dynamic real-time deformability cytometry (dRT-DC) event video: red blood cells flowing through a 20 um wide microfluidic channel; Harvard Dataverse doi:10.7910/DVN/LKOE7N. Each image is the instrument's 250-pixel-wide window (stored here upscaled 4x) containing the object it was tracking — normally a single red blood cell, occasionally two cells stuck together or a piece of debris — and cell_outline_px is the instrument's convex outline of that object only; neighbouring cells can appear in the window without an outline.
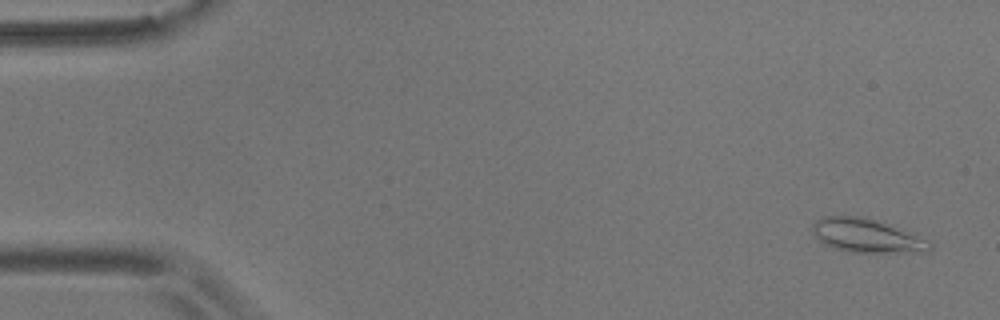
{"species": "common noctule bat (a hibernating species)", "species_latin": "Nyctalus noctula", "temperature_condition": "room temperature", "stored_images_in_passage": 56, "camera_frame_rate_fps": 3000, "um_per_image_px": 0.085, "animal": {"sex": "male", "body_mass_g": 17.9}, "frame": {"image": 1, "passage_image": 3, "time_ms": 0.667, "image_size_px": [1000, 320], "cell_outline_px": [[932, 248], [928, 252], [852, 252], [836, 248], [824, 244], [816, 236], [812, 228], [812, 224], [820, 216], [864, 216], [888, 224], [916, 236], [932, 244]], "centroid_in_image_um": [73.62, 20.02], "position_along_channel_um": 11.4, "area_um2": 22.6}}
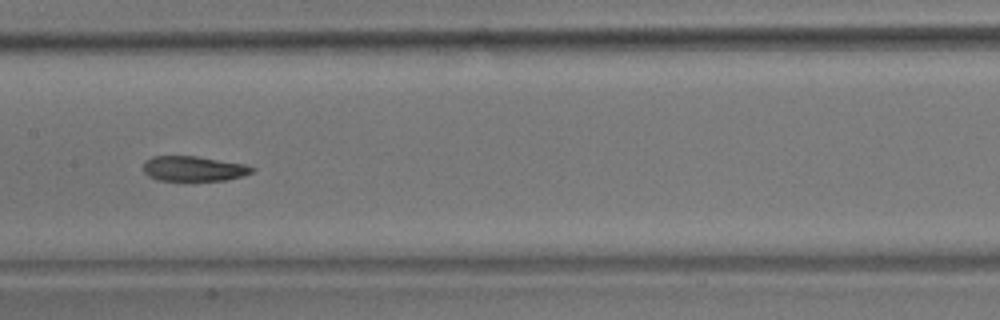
{"frame": {"image": 2, "passage_image": 28, "time_ms": 9.0, "image_size_px": [1000, 320], "cell_outline_px": [[256, 168], [252, 172], [244, 176], [224, 180], [184, 184], [156, 180], [148, 176], [144, 172], [144, 160], [152, 156], [196, 156], [244, 164]], "centroid_in_image_um": [16.41, 14.39], "position_along_channel_um": 191.0, "area_um2": 16.82}}
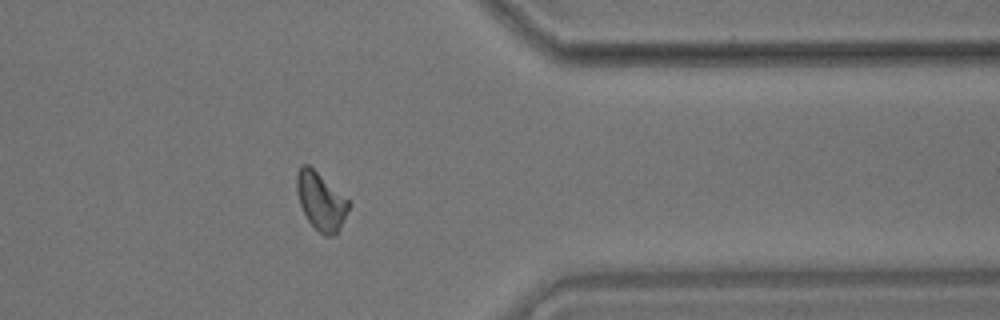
{"frame": {"image": 3, "passage_image": 45, "time_ms": 14.667, "image_size_px": [1000, 320], "cell_outline_px": [[352, 204], [336, 232], [332, 236], [324, 236], [308, 220], [300, 204], [296, 188], [296, 176], [300, 164], [308, 164], [348, 200]], "centroid_in_image_um": [27.25, 17.08], "position_along_channel_um": 384.1, "area_um2": 17.05}, "authors_computed_cell_mechanics": {"area_um2": 17.1377, "velocity_mm_per_s": 3.6331, "shape_relaxation_time_tau1_ms": 6.8916, "shape_relaxation_time_tau2_ms": 3.5256, "deformation_change_tau1": 0.1639, "deformation_change_tau2": 0.0982}}